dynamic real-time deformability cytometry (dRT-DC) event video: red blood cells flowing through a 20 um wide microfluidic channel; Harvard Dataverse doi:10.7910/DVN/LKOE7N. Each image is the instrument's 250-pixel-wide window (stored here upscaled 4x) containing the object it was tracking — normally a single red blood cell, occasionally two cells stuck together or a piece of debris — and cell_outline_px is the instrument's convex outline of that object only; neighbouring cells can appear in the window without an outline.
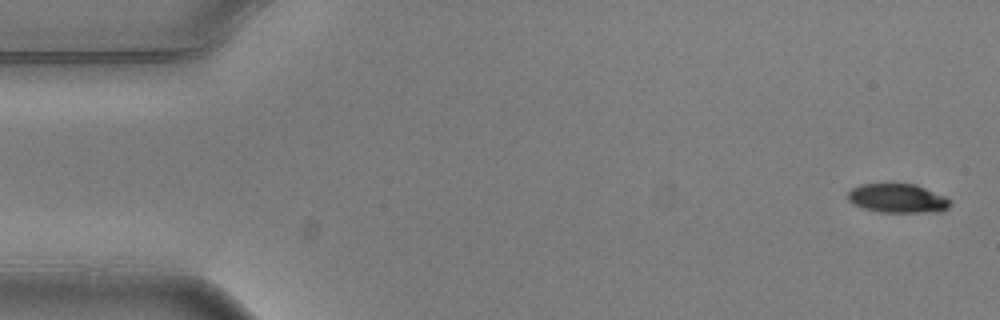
{"species": "common noctule bat (a hibernating species)", "species_latin": "Nyctalus noctula", "temperature_condition": "warm", "stored_images_in_passage": 5, "camera_frame_rate_fps": 3000, "um_per_image_px": 0.085, "animal": {"sex": "male", "body_mass_g": 20.5, "forearm_length_mm": 52.5}, "frame": {"image": 1, "passage_image": 1, "time_ms": 0.0, "image_size_px": [1000, 320], "cell_outline_px": [[952, 204], [948, 208], [940, 212], [880, 212], [864, 208], [852, 204], [848, 200], [848, 192], [852, 188], [860, 184], [916, 184], [948, 196], [952, 200]], "centroid_in_image_um": [76.36, 16.86], "position_along_channel_um": 8.6, "area_um2": 17.63}}
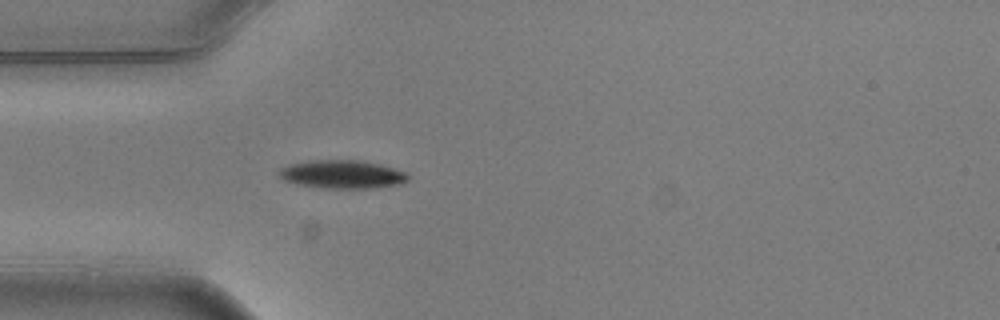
{"frame": {"image": 2, "passage_image": 5, "time_ms": 1.333, "image_size_px": [1000, 320], "cell_outline_px": [[408, 180], [400, 184], [376, 188], [324, 188], [296, 184], [284, 180], [276, 176], [276, 172], [280, 168], [288, 164], [308, 160], [364, 160], [380, 164], [404, 172], [408, 176]], "centroid_in_image_um": [29.02, 14.81], "position_along_channel_um": 56.0, "area_um2": 21.56}}